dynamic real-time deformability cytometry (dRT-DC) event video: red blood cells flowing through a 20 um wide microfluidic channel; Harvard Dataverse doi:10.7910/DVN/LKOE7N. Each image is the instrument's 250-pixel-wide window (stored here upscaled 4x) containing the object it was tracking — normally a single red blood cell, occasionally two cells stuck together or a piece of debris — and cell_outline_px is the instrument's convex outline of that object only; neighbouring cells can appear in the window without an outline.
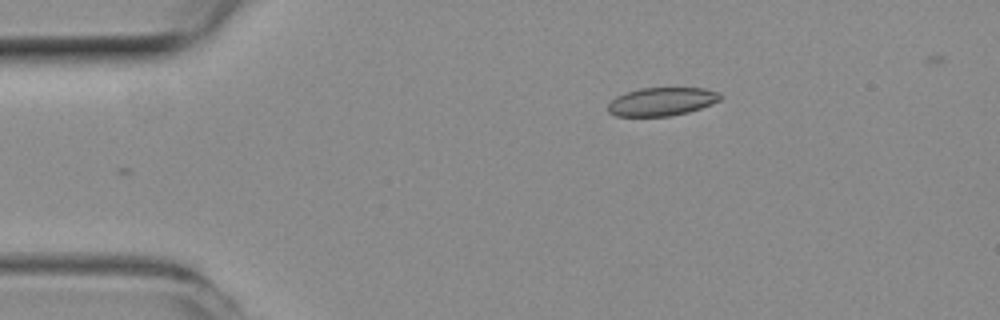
{"species": "common noctule bat (a hibernating species)", "species_latin": "Nyctalus noctula", "temperature_condition": "room temperature", "stored_images_in_passage": 34, "camera_frame_rate_fps": 3000, "um_per_image_px": 0.085, "animal": {"sex": "female", "body_mass_g": 19.3, "forearm_length_mm": 54.1}, "frame": {"image": 1, "passage_image": 1, "time_ms": 0.0, "image_size_px": [1000, 320], "cell_outline_px": [[720, 100], [712, 104], [688, 112], [668, 116], [616, 116], [608, 112], [608, 104], [616, 96], [640, 88], [704, 88], [720, 92]], "centroid_in_image_um": [56.25, 8.63], "position_along_channel_um": 28.8, "area_um2": 18.44}}
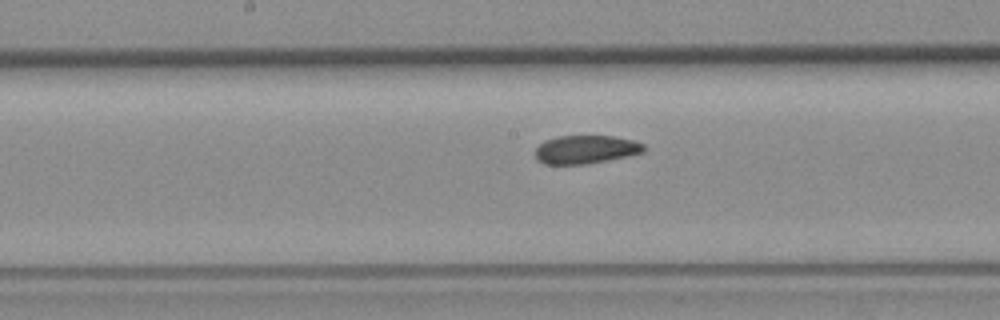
{"frame": {"image": 2, "passage_image": 18, "time_ms": 5.667, "image_size_px": [1000, 320], "cell_outline_px": [[644, 152], [584, 164], [544, 164], [536, 160], [536, 148], [544, 140], [556, 136], [612, 136], [632, 140], [644, 144]], "centroid_in_image_um": [49.73, 12.69], "position_along_channel_um": 198.5, "area_um2": 17.69}}
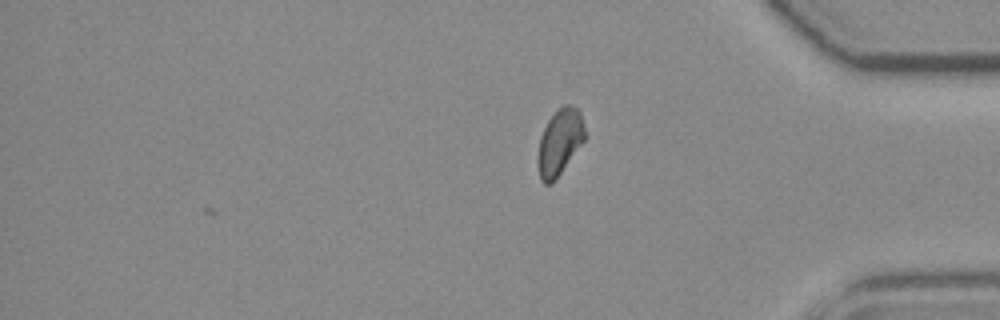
{"frame": {"image": 3, "passage_image": 34, "time_ms": 11.0, "image_size_px": [1000, 320], "cell_outline_px": [[584, 140], [552, 184], [544, 184], [540, 180], [536, 160], [536, 156], [540, 136], [548, 120], [564, 104], [568, 104], [576, 108], [580, 112], [584, 128]], "centroid_in_image_um": [47.52, 12.12], "position_along_channel_um": 387.7, "area_um2": 17.92}, "authors_computed_cell_mechanics": {"area_um2": 18.6116, "velocity_mm_per_s": 3.9464, "shape_relaxation_time_tau1_ms": 7.4492, "shape_relaxation_time_tau2_ms": 1.5784, "deformation_change_tau1": 0.1442, "deformation_change_tau2": 0.0595}}